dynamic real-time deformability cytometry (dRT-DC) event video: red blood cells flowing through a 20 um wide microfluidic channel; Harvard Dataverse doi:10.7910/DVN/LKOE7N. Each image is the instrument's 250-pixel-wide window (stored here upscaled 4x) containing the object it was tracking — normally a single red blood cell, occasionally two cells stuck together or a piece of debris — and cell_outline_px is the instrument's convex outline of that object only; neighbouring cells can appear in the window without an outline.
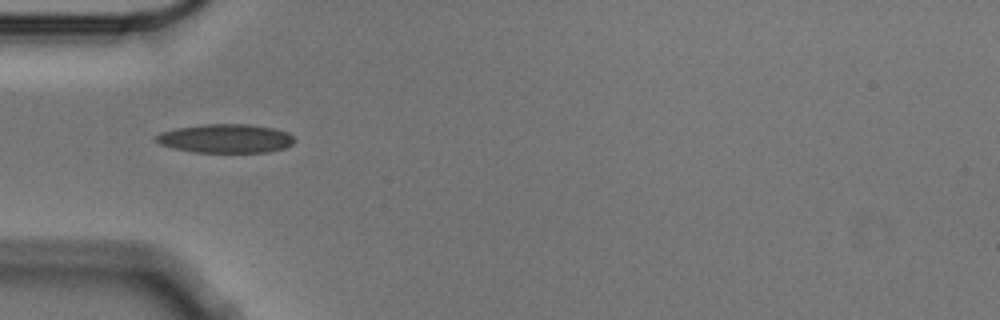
{"species": "Egyptian fruit bat (a non-hibernating species)", "species_latin": "Rousettus aegyptiacus", "temperature_condition": "cold", "stored_images_in_passage": 2, "camera_frame_rate_fps": 3000, "um_per_image_px": 0.085, "animal": {"sex": "male"}, "frame": {"image": 1, "passage_image": 1, "time_ms": 0.0, "image_size_px": [1000, 320], "cell_outline_px": [[296, 140], [292, 144], [284, 148], [268, 152], [192, 152], [160, 144], [156, 140], [156, 136], [160, 132], [176, 128], [204, 124], [248, 124], [272, 128], [288, 132]], "centroid_in_image_um": [19.2, 11.77], "position_along_channel_um": 65.8, "area_um2": 23.12}}
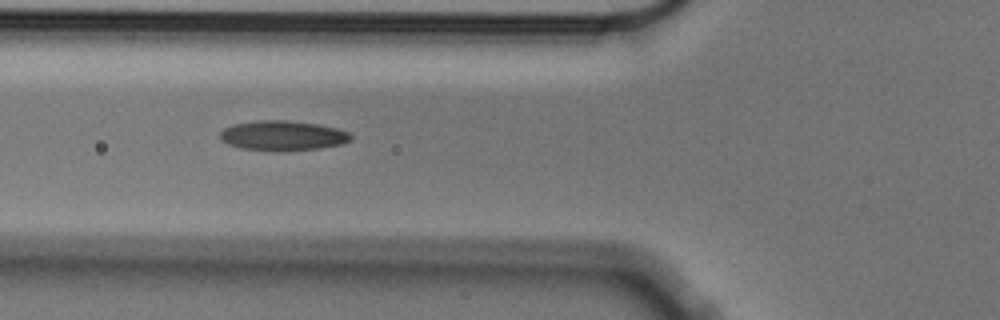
{"frame": {"image": 2, "passage_image": 2, "time_ms": 0.333, "image_size_px": [1000, 320], "cell_outline_px": [[352, 140], [344, 144], [320, 148], [280, 152], [240, 148], [228, 144], [220, 140], [220, 132], [224, 128], [232, 124], [256, 120], [288, 120], [316, 124], [336, 128], [348, 132], [352, 136]], "centroid_in_image_um": [24.02, 11.54], "position_along_channel_um": 101.8, "area_um2": 23.12}}